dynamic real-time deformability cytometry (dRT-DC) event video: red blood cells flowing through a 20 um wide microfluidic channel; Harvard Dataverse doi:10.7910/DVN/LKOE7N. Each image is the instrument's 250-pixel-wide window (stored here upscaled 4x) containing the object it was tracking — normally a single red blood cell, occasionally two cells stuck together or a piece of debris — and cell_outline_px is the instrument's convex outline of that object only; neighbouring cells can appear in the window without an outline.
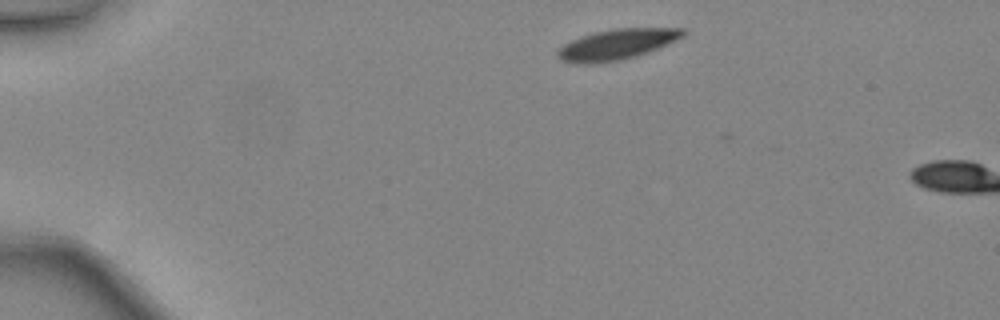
{"species": "common noctule bat (a hibernating species)", "species_latin": "Nyctalus noctula", "temperature_condition": "warm", "stored_images_in_passage": 5, "camera_frame_rate_fps": 3000, "um_per_image_px": 0.085, "animal": {"sex": "female", "body_mass_g": 24.6, "forearm_length_mm": 56.2}, "frame": {"image": 1, "passage_image": 4, "time_ms": 1.0, "image_size_px": [1000, 320], "cell_outline_px": [[688, 32], [684, 36], [668, 44], [648, 52], [636, 56], [620, 60], [588, 64], [580, 64], [560, 60], [556, 56], [556, 52], [564, 44], [580, 36], [596, 32], [616, 28], [684, 28]], "centroid_in_image_um": [52.44, 3.77], "position_along_channel_um": 32.6, "area_um2": 22.31}}